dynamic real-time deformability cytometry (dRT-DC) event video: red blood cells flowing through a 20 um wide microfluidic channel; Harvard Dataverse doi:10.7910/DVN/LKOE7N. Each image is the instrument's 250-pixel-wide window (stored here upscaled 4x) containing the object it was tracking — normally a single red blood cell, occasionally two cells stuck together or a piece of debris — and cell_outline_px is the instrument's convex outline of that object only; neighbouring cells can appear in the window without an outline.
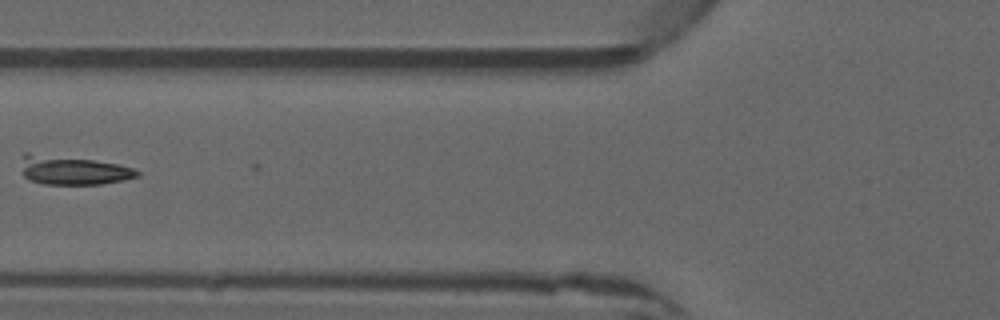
{"species": "common noctule bat (a hibernating species)", "species_latin": "Nyctalus noctula", "temperature_condition": "warm", "stored_images_in_passage": 7, "camera_frame_rate_fps": 3000, "um_per_image_px": 0.085, "animal": {"sex": "male", "forearm_length_mm": 52.5}, "frame": {"image": 1, "passage_image": 6, "time_ms": 1.667, "image_size_px": [1000, 320], "cell_outline_px": [[140, 176], [100, 184], [44, 184], [28, 180], [20, 172], [24, 152], [28, 152], [92, 160], [116, 164], [132, 168], [140, 172]], "centroid_in_image_um": [6.12, 14.47], "position_along_channel_um": 119.7, "area_um2": 19.36}}